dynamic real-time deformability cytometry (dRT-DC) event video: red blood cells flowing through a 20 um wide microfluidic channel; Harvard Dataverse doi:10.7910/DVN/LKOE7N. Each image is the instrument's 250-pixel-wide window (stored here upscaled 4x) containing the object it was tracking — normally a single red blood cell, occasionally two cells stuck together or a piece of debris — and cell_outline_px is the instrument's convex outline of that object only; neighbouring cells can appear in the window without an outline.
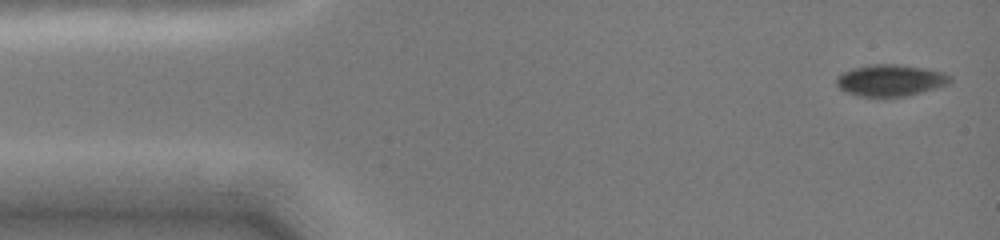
{"species": "common noctule bat (a hibernating species)", "species_latin": "Nyctalus noctula", "temperature_condition": "cold", "stored_images_in_passage": 16, "camera_frame_rate_fps": 3000, "um_per_image_px": 0.085, "animal": {"sex": "female", "body_mass_g": 19.0, "forearm_length_mm": 51.5}, "frame": {"image": 1, "passage_image": 1, "time_ms": 0.0, "image_size_px": [1000, 240], "cell_outline_px": [[952, 80], [948, 84], [936, 88], [904, 96], [856, 96], [844, 92], [836, 84], [836, 76], [852, 68], [868, 64], [900, 64], [924, 68], [944, 72], [952, 76]], "centroid_in_image_um": [75.67, 6.81], "position_along_channel_um": 9.3, "area_um2": 21.04}}
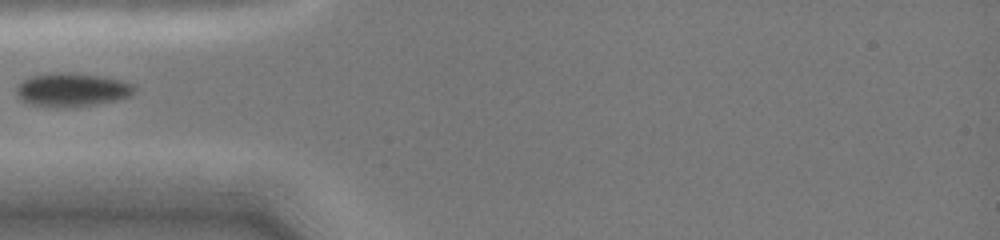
{"frame": {"image": 2, "passage_image": 10, "time_ms": 4.333, "image_size_px": [1000, 240], "cell_outline_px": [[136, 92], [128, 96], [112, 100], [92, 104], [68, 108], [56, 108], [32, 104], [20, 100], [16, 96], [16, 84], [32, 76], [56, 72], [64, 72], [96, 76], [120, 80], [132, 84], [136, 88]], "centroid_in_image_um": [6.04, 7.64], "position_along_channel_um": 79.0, "area_um2": 22.83}}
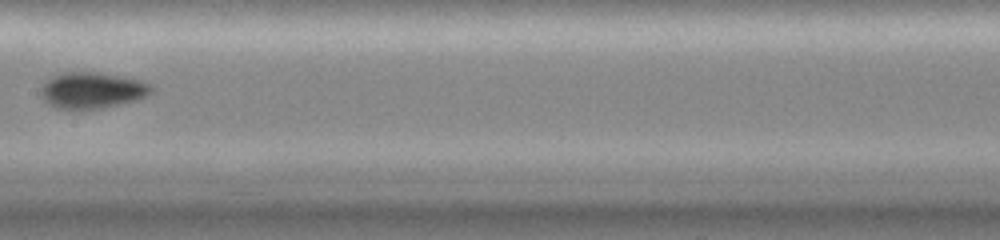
{"frame": {"image": 3, "passage_image": 16, "time_ms": 7.333, "image_size_px": [1000, 240], "cell_outline_px": [[152, 92], [148, 96], [136, 100], [120, 104], [80, 112], [68, 112], [52, 108], [40, 96], [40, 88], [52, 76], [64, 72], [100, 72], [140, 80], [152, 84]], "centroid_in_image_um": [7.78, 7.73], "position_along_channel_um": 199.6, "area_um2": 24.16}}